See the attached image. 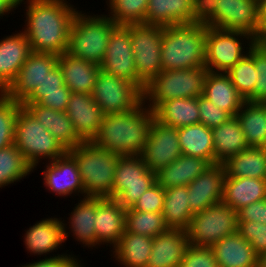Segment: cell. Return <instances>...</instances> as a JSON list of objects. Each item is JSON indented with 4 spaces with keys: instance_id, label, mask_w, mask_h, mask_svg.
Returning a JSON list of instances; mask_svg holds the SVG:
<instances>
[{
    "instance_id": "cell-33",
    "label": "cell",
    "mask_w": 266,
    "mask_h": 267,
    "mask_svg": "<svg viewBox=\"0 0 266 267\" xmlns=\"http://www.w3.org/2000/svg\"><path fill=\"white\" fill-rule=\"evenodd\" d=\"M192 23V0H148L145 24L172 26Z\"/></svg>"
},
{
    "instance_id": "cell-55",
    "label": "cell",
    "mask_w": 266,
    "mask_h": 267,
    "mask_svg": "<svg viewBox=\"0 0 266 267\" xmlns=\"http://www.w3.org/2000/svg\"><path fill=\"white\" fill-rule=\"evenodd\" d=\"M255 43L266 52V29H259Z\"/></svg>"
},
{
    "instance_id": "cell-46",
    "label": "cell",
    "mask_w": 266,
    "mask_h": 267,
    "mask_svg": "<svg viewBox=\"0 0 266 267\" xmlns=\"http://www.w3.org/2000/svg\"><path fill=\"white\" fill-rule=\"evenodd\" d=\"M254 63L257 80L248 102L266 103V52L254 43Z\"/></svg>"
},
{
    "instance_id": "cell-13",
    "label": "cell",
    "mask_w": 266,
    "mask_h": 267,
    "mask_svg": "<svg viewBox=\"0 0 266 267\" xmlns=\"http://www.w3.org/2000/svg\"><path fill=\"white\" fill-rule=\"evenodd\" d=\"M103 72L133 83L142 93L146 85L138 78L130 38V25L117 26L110 34L105 57L100 64Z\"/></svg>"
},
{
    "instance_id": "cell-29",
    "label": "cell",
    "mask_w": 266,
    "mask_h": 267,
    "mask_svg": "<svg viewBox=\"0 0 266 267\" xmlns=\"http://www.w3.org/2000/svg\"><path fill=\"white\" fill-rule=\"evenodd\" d=\"M262 199H266V179L225 177L222 202L235 211Z\"/></svg>"
},
{
    "instance_id": "cell-6",
    "label": "cell",
    "mask_w": 266,
    "mask_h": 267,
    "mask_svg": "<svg viewBox=\"0 0 266 267\" xmlns=\"http://www.w3.org/2000/svg\"><path fill=\"white\" fill-rule=\"evenodd\" d=\"M14 145L33 170L42 160L50 162L68 152L24 106L15 122Z\"/></svg>"
},
{
    "instance_id": "cell-39",
    "label": "cell",
    "mask_w": 266,
    "mask_h": 267,
    "mask_svg": "<svg viewBox=\"0 0 266 267\" xmlns=\"http://www.w3.org/2000/svg\"><path fill=\"white\" fill-rule=\"evenodd\" d=\"M187 186H175L165 189L163 207L164 222L169 229L187 230L194 215L189 205Z\"/></svg>"
},
{
    "instance_id": "cell-17",
    "label": "cell",
    "mask_w": 266,
    "mask_h": 267,
    "mask_svg": "<svg viewBox=\"0 0 266 267\" xmlns=\"http://www.w3.org/2000/svg\"><path fill=\"white\" fill-rule=\"evenodd\" d=\"M42 164H45V169L42 171L41 179L47 191L58 197H85L77 162L68 152L53 161H43Z\"/></svg>"
},
{
    "instance_id": "cell-35",
    "label": "cell",
    "mask_w": 266,
    "mask_h": 267,
    "mask_svg": "<svg viewBox=\"0 0 266 267\" xmlns=\"http://www.w3.org/2000/svg\"><path fill=\"white\" fill-rule=\"evenodd\" d=\"M153 113L156 120L177 129L200 123L198 97L167 100L162 102Z\"/></svg>"
},
{
    "instance_id": "cell-4",
    "label": "cell",
    "mask_w": 266,
    "mask_h": 267,
    "mask_svg": "<svg viewBox=\"0 0 266 267\" xmlns=\"http://www.w3.org/2000/svg\"><path fill=\"white\" fill-rule=\"evenodd\" d=\"M118 25L106 14H75L68 38L66 53L100 65L105 57L108 40Z\"/></svg>"
},
{
    "instance_id": "cell-34",
    "label": "cell",
    "mask_w": 266,
    "mask_h": 267,
    "mask_svg": "<svg viewBox=\"0 0 266 267\" xmlns=\"http://www.w3.org/2000/svg\"><path fill=\"white\" fill-rule=\"evenodd\" d=\"M182 155L197 157L215 164L212 130L202 123L178 128Z\"/></svg>"
},
{
    "instance_id": "cell-28",
    "label": "cell",
    "mask_w": 266,
    "mask_h": 267,
    "mask_svg": "<svg viewBox=\"0 0 266 267\" xmlns=\"http://www.w3.org/2000/svg\"><path fill=\"white\" fill-rule=\"evenodd\" d=\"M211 248L218 267H257L258 255L238 232L224 237Z\"/></svg>"
},
{
    "instance_id": "cell-30",
    "label": "cell",
    "mask_w": 266,
    "mask_h": 267,
    "mask_svg": "<svg viewBox=\"0 0 266 267\" xmlns=\"http://www.w3.org/2000/svg\"><path fill=\"white\" fill-rule=\"evenodd\" d=\"M71 93L64 84L62 72L57 64L23 103H38L65 112Z\"/></svg>"
},
{
    "instance_id": "cell-45",
    "label": "cell",
    "mask_w": 266,
    "mask_h": 267,
    "mask_svg": "<svg viewBox=\"0 0 266 267\" xmlns=\"http://www.w3.org/2000/svg\"><path fill=\"white\" fill-rule=\"evenodd\" d=\"M237 232L252 245L258 256L266 252V224L238 221Z\"/></svg>"
},
{
    "instance_id": "cell-54",
    "label": "cell",
    "mask_w": 266,
    "mask_h": 267,
    "mask_svg": "<svg viewBox=\"0 0 266 267\" xmlns=\"http://www.w3.org/2000/svg\"><path fill=\"white\" fill-rule=\"evenodd\" d=\"M259 29H266V0H258Z\"/></svg>"
},
{
    "instance_id": "cell-12",
    "label": "cell",
    "mask_w": 266,
    "mask_h": 267,
    "mask_svg": "<svg viewBox=\"0 0 266 267\" xmlns=\"http://www.w3.org/2000/svg\"><path fill=\"white\" fill-rule=\"evenodd\" d=\"M91 96L105 115L131 111L143 101V93L133 83L102 70Z\"/></svg>"
},
{
    "instance_id": "cell-8",
    "label": "cell",
    "mask_w": 266,
    "mask_h": 267,
    "mask_svg": "<svg viewBox=\"0 0 266 267\" xmlns=\"http://www.w3.org/2000/svg\"><path fill=\"white\" fill-rule=\"evenodd\" d=\"M254 43L255 39L246 33L207 26L205 67L211 72L226 73Z\"/></svg>"
},
{
    "instance_id": "cell-18",
    "label": "cell",
    "mask_w": 266,
    "mask_h": 267,
    "mask_svg": "<svg viewBox=\"0 0 266 267\" xmlns=\"http://www.w3.org/2000/svg\"><path fill=\"white\" fill-rule=\"evenodd\" d=\"M62 219L63 218L51 216L34 223L29 229L27 228L24 233L23 241L27 252L37 257L43 255L44 258H49V255L50 258L72 255L71 252L68 254L65 251L61 254H59V252L54 254V252H57L58 248L62 249L61 246L65 243Z\"/></svg>"
},
{
    "instance_id": "cell-36",
    "label": "cell",
    "mask_w": 266,
    "mask_h": 267,
    "mask_svg": "<svg viewBox=\"0 0 266 267\" xmlns=\"http://www.w3.org/2000/svg\"><path fill=\"white\" fill-rule=\"evenodd\" d=\"M213 134L215 163H224L249 146L236 116L211 129Z\"/></svg>"
},
{
    "instance_id": "cell-32",
    "label": "cell",
    "mask_w": 266,
    "mask_h": 267,
    "mask_svg": "<svg viewBox=\"0 0 266 267\" xmlns=\"http://www.w3.org/2000/svg\"><path fill=\"white\" fill-rule=\"evenodd\" d=\"M211 164L202 158L181 155L165 168L156 172V182L164 189L187 186Z\"/></svg>"
},
{
    "instance_id": "cell-52",
    "label": "cell",
    "mask_w": 266,
    "mask_h": 267,
    "mask_svg": "<svg viewBox=\"0 0 266 267\" xmlns=\"http://www.w3.org/2000/svg\"><path fill=\"white\" fill-rule=\"evenodd\" d=\"M238 221H253L266 224V199L256 201L237 211Z\"/></svg>"
},
{
    "instance_id": "cell-15",
    "label": "cell",
    "mask_w": 266,
    "mask_h": 267,
    "mask_svg": "<svg viewBox=\"0 0 266 267\" xmlns=\"http://www.w3.org/2000/svg\"><path fill=\"white\" fill-rule=\"evenodd\" d=\"M57 64V55L31 52L3 94L11 100L23 103Z\"/></svg>"
},
{
    "instance_id": "cell-3",
    "label": "cell",
    "mask_w": 266,
    "mask_h": 267,
    "mask_svg": "<svg viewBox=\"0 0 266 267\" xmlns=\"http://www.w3.org/2000/svg\"><path fill=\"white\" fill-rule=\"evenodd\" d=\"M207 25L188 23L163 28L162 70L205 67Z\"/></svg>"
},
{
    "instance_id": "cell-43",
    "label": "cell",
    "mask_w": 266,
    "mask_h": 267,
    "mask_svg": "<svg viewBox=\"0 0 266 267\" xmlns=\"http://www.w3.org/2000/svg\"><path fill=\"white\" fill-rule=\"evenodd\" d=\"M239 94L247 101L254 92L256 70L254 63V45L249 52L226 72Z\"/></svg>"
},
{
    "instance_id": "cell-56",
    "label": "cell",
    "mask_w": 266,
    "mask_h": 267,
    "mask_svg": "<svg viewBox=\"0 0 266 267\" xmlns=\"http://www.w3.org/2000/svg\"><path fill=\"white\" fill-rule=\"evenodd\" d=\"M257 267H266V252L258 256Z\"/></svg>"
},
{
    "instance_id": "cell-47",
    "label": "cell",
    "mask_w": 266,
    "mask_h": 267,
    "mask_svg": "<svg viewBox=\"0 0 266 267\" xmlns=\"http://www.w3.org/2000/svg\"><path fill=\"white\" fill-rule=\"evenodd\" d=\"M198 108L200 123L212 129L225 123L232 116L225 110L216 107L210 100L203 95L198 97Z\"/></svg>"
},
{
    "instance_id": "cell-2",
    "label": "cell",
    "mask_w": 266,
    "mask_h": 267,
    "mask_svg": "<svg viewBox=\"0 0 266 267\" xmlns=\"http://www.w3.org/2000/svg\"><path fill=\"white\" fill-rule=\"evenodd\" d=\"M154 118L144 101L131 111L104 115L92 142L119 156L141 155Z\"/></svg>"
},
{
    "instance_id": "cell-24",
    "label": "cell",
    "mask_w": 266,
    "mask_h": 267,
    "mask_svg": "<svg viewBox=\"0 0 266 267\" xmlns=\"http://www.w3.org/2000/svg\"><path fill=\"white\" fill-rule=\"evenodd\" d=\"M189 246L185 230L168 229L153 238L151 255L146 267H179Z\"/></svg>"
},
{
    "instance_id": "cell-51",
    "label": "cell",
    "mask_w": 266,
    "mask_h": 267,
    "mask_svg": "<svg viewBox=\"0 0 266 267\" xmlns=\"http://www.w3.org/2000/svg\"><path fill=\"white\" fill-rule=\"evenodd\" d=\"M82 259L79 260L76 255H62L55 256L52 258H39L37 261L28 262L19 267H85L86 265L82 263Z\"/></svg>"
},
{
    "instance_id": "cell-7",
    "label": "cell",
    "mask_w": 266,
    "mask_h": 267,
    "mask_svg": "<svg viewBox=\"0 0 266 267\" xmlns=\"http://www.w3.org/2000/svg\"><path fill=\"white\" fill-rule=\"evenodd\" d=\"M207 72L206 67L161 71L146 85L143 101L154 111L170 99L199 97L203 95Z\"/></svg>"
},
{
    "instance_id": "cell-40",
    "label": "cell",
    "mask_w": 266,
    "mask_h": 267,
    "mask_svg": "<svg viewBox=\"0 0 266 267\" xmlns=\"http://www.w3.org/2000/svg\"><path fill=\"white\" fill-rule=\"evenodd\" d=\"M23 154L12 144L0 150V188L20 182L33 172Z\"/></svg>"
},
{
    "instance_id": "cell-10",
    "label": "cell",
    "mask_w": 266,
    "mask_h": 267,
    "mask_svg": "<svg viewBox=\"0 0 266 267\" xmlns=\"http://www.w3.org/2000/svg\"><path fill=\"white\" fill-rule=\"evenodd\" d=\"M155 183L156 174L148 169L140 155L119 156L113 183V199L124 208H131Z\"/></svg>"
},
{
    "instance_id": "cell-37",
    "label": "cell",
    "mask_w": 266,
    "mask_h": 267,
    "mask_svg": "<svg viewBox=\"0 0 266 267\" xmlns=\"http://www.w3.org/2000/svg\"><path fill=\"white\" fill-rule=\"evenodd\" d=\"M236 117L249 147L266 143V103L245 101Z\"/></svg>"
},
{
    "instance_id": "cell-41",
    "label": "cell",
    "mask_w": 266,
    "mask_h": 267,
    "mask_svg": "<svg viewBox=\"0 0 266 267\" xmlns=\"http://www.w3.org/2000/svg\"><path fill=\"white\" fill-rule=\"evenodd\" d=\"M168 229L162 212H141L131 208L126 209L125 231L127 232L154 238Z\"/></svg>"
},
{
    "instance_id": "cell-14",
    "label": "cell",
    "mask_w": 266,
    "mask_h": 267,
    "mask_svg": "<svg viewBox=\"0 0 266 267\" xmlns=\"http://www.w3.org/2000/svg\"><path fill=\"white\" fill-rule=\"evenodd\" d=\"M181 155L178 129L154 118L147 142L140 155L145 165L150 171L156 173Z\"/></svg>"
},
{
    "instance_id": "cell-49",
    "label": "cell",
    "mask_w": 266,
    "mask_h": 267,
    "mask_svg": "<svg viewBox=\"0 0 266 267\" xmlns=\"http://www.w3.org/2000/svg\"><path fill=\"white\" fill-rule=\"evenodd\" d=\"M164 199L165 189L156 182L140 196L131 209L141 212H162Z\"/></svg>"
},
{
    "instance_id": "cell-9",
    "label": "cell",
    "mask_w": 266,
    "mask_h": 267,
    "mask_svg": "<svg viewBox=\"0 0 266 267\" xmlns=\"http://www.w3.org/2000/svg\"><path fill=\"white\" fill-rule=\"evenodd\" d=\"M237 227V211L221 201L195 213L186 232L190 245L212 247L224 237L235 234Z\"/></svg>"
},
{
    "instance_id": "cell-23",
    "label": "cell",
    "mask_w": 266,
    "mask_h": 267,
    "mask_svg": "<svg viewBox=\"0 0 266 267\" xmlns=\"http://www.w3.org/2000/svg\"><path fill=\"white\" fill-rule=\"evenodd\" d=\"M0 39V93H3L16 78L20 68L32 52L21 30Z\"/></svg>"
},
{
    "instance_id": "cell-19",
    "label": "cell",
    "mask_w": 266,
    "mask_h": 267,
    "mask_svg": "<svg viewBox=\"0 0 266 267\" xmlns=\"http://www.w3.org/2000/svg\"><path fill=\"white\" fill-rule=\"evenodd\" d=\"M226 171L221 163L211 164L189 185V205L193 214L222 201Z\"/></svg>"
},
{
    "instance_id": "cell-20",
    "label": "cell",
    "mask_w": 266,
    "mask_h": 267,
    "mask_svg": "<svg viewBox=\"0 0 266 267\" xmlns=\"http://www.w3.org/2000/svg\"><path fill=\"white\" fill-rule=\"evenodd\" d=\"M65 112L77 135L84 142H92L99 132L105 114L91 94L72 92Z\"/></svg>"
},
{
    "instance_id": "cell-53",
    "label": "cell",
    "mask_w": 266,
    "mask_h": 267,
    "mask_svg": "<svg viewBox=\"0 0 266 267\" xmlns=\"http://www.w3.org/2000/svg\"><path fill=\"white\" fill-rule=\"evenodd\" d=\"M18 8V0H0V19L14 12Z\"/></svg>"
},
{
    "instance_id": "cell-16",
    "label": "cell",
    "mask_w": 266,
    "mask_h": 267,
    "mask_svg": "<svg viewBox=\"0 0 266 267\" xmlns=\"http://www.w3.org/2000/svg\"><path fill=\"white\" fill-rule=\"evenodd\" d=\"M215 28L243 32L256 40L259 33L258 0H218Z\"/></svg>"
},
{
    "instance_id": "cell-21",
    "label": "cell",
    "mask_w": 266,
    "mask_h": 267,
    "mask_svg": "<svg viewBox=\"0 0 266 267\" xmlns=\"http://www.w3.org/2000/svg\"><path fill=\"white\" fill-rule=\"evenodd\" d=\"M75 205L69 214L70 217L67 218V223L62 220L65 242L71 234L78 245L91 250L100 248L101 244L97 241L95 230L96 197L80 198Z\"/></svg>"
},
{
    "instance_id": "cell-22",
    "label": "cell",
    "mask_w": 266,
    "mask_h": 267,
    "mask_svg": "<svg viewBox=\"0 0 266 267\" xmlns=\"http://www.w3.org/2000/svg\"><path fill=\"white\" fill-rule=\"evenodd\" d=\"M125 220L126 208L117 200L96 197L95 230L101 245L112 249L119 242L125 232Z\"/></svg>"
},
{
    "instance_id": "cell-1",
    "label": "cell",
    "mask_w": 266,
    "mask_h": 267,
    "mask_svg": "<svg viewBox=\"0 0 266 267\" xmlns=\"http://www.w3.org/2000/svg\"><path fill=\"white\" fill-rule=\"evenodd\" d=\"M70 0H18L23 9L22 28L32 52L61 55L67 51L69 31L78 7Z\"/></svg>"
},
{
    "instance_id": "cell-48",
    "label": "cell",
    "mask_w": 266,
    "mask_h": 267,
    "mask_svg": "<svg viewBox=\"0 0 266 267\" xmlns=\"http://www.w3.org/2000/svg\"><path fill=\"white\" fill-rule=\"evenodd\" d=\"M179 267H218L211 247L190 245Z\"/></svg>"
},
{
    "instance_id": "cell-50",
    "label": "cell",
    "mask_w": 266,
    "mask_h": 267,
    "mask_svg": "<svg viewBox=\"0 0 266 267\" xmlns=\"http://www.w3.org/2000/svg\"><path fill=\"white\" fill-rule=\"evenodd\" d=\"M218 0H192V23H201L215 28V13Z\"/></svg>"
},
{
    "instance_id": "cell-42",
    "label": "cell",
    "mask_w": 266,
    "mask_h": 267,
    "mask_svg": "<svg viewBox=\"0 0 266 267\" xmlns=\"http://www.w3.org/2000/svg\"><path fill=\"white\" fill-rule=\"evenodd\" d=\"M106 14L118 26L145 24L148 0H106Z\"/></svg>"
},
{
    "instance_id": "cell-26",
    "label": "cell",
    "mask_w": 266,
    "mask_h": 267,
    "mask_svg": "<svg viewBox=\"0 0 266 267\" xmlns=\"http://www.w3.org/2000/svg\"><path fill=\"white\" fill-rule=\"evenodd\" d=\"M64 84L73 93L91 94L101 68L93 62L73 57L64 52L58 56Z\"/></svg>"
},
{
    "instance_id": "cell-11",
    "label": "cell",
    "mask_w": 266,
    "mask_h": 267,
    "mask_svg": "<svg viewBox=\"0 0 266 267\" xmlns=\"http://www.w3.org/2000/svg\"><path fill=\"white\" fill-rule=\"evenodd\" d=\"M163 26L130 24V38L138 78L149 84L162 70Z\"/></svg>"
},
{
    "instance_id": "cell-44",
    "label": "cell",
    "mask_w": 266,
    "mask_h": 267,
    "mask_svg": "<svg viewBox=\"0 0 266 267\" xmlns=\"http://www.w3.org/2000/svg\"><path fill=\"white\" fill-rule=\"evenodd\" d=\"M22 103L0 93V150L14 144L15 122Z\"/></svg>"
},
{
    "instance_id": "cell-25",
    "label": "cell",
    "mask_w": 266,
    "mask_h": 267,
    "mask_svg": "<svg viewBox=\"0 0 266 267\" xmlns=\"http://www.w3.org/2000/svg\"><path fill=\"white\" fill-rule=\"evenodd\" d=\"M52 136L67 150L79 146L84 141L77 135L66 112L57 111L38 103H22Z\"/></svg>"
},
{
    "instance_id": "cell-27",
    "label": "cell",
    "mask_w": 266,
    "mask_h": 267,
    "mask_svg": "<svg viewBox=\"0 0 266 267\" xmlns=\"http://www.w3.org/2000/svg\"><path fill=\"white\" fill-rule=\"evenodd\" d=\"M203 96L231 116H236L245 102V99L232 84L229 75L223 72H207Z\"/></svg>"
},
{
    "instance_id": "cell-5",
    "label": "cell",
    "mask_w": 266,
    "mask_h": 267,
    "mask_svg": "<svg viewBox=\"0 0 266 267\" xmlns=\"http://www.w3.org/2000/svg\"><path fill=\"white\" fill-rule=\"evenodd\" d=\"M68 153L76 160L85 197L113 199V183L119 155L83 142Z\"/></svg>"
},
{
    "instance_id": "cell-31",
    "label": "cell",
    "mask_w": 266,
    "mask_h": 267,
    "mask_svg": "<svg viewBox=\"0 0 266 267\" xmlns=\"http://www.w3.org/2000/svg\"><path fill=\"white\" fill-rule=\"evenodd\" d=\"M152 244L151 237L125 231L110 256L122 267H146Z\"/></svg>"
},
{
    "instance_id": "cell-38",
    "label": "cell",
    "mask_w": 266,
    "mask_h": 267,
    "mask_svg": "<svg viewBox=\"0 0 266 267\" xmlns=\"http://www.w3.org/2000/svg\"><path fill=\"white\" fill-rule=\"evenodd\" d=\"M222 164L226 177L266 179V153L263 147H248Z\"/></svg>"
}]
</instances>
